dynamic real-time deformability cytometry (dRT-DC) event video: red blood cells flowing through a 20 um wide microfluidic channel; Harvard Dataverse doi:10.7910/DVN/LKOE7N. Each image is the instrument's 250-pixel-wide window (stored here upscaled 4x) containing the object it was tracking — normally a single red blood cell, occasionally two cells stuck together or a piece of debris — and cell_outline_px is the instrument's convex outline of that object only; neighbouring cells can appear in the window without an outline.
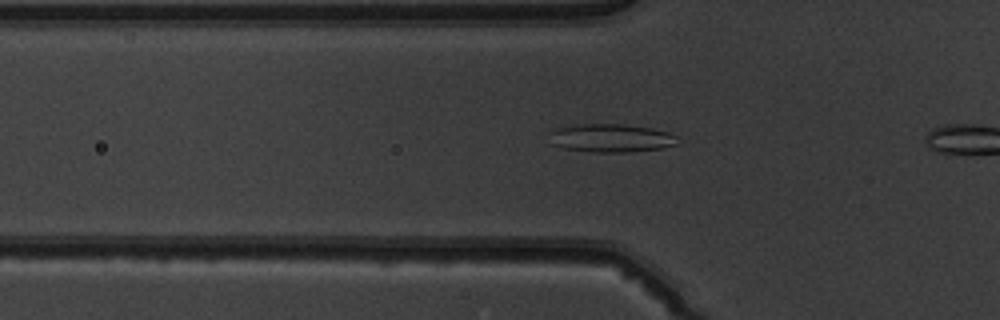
{"species": "common noctule bat (a hibernating species)", "species_latin": "Nyctalus noctula", "temperature_condition": "warm", "stored_images_in_passage": 5, "camera_frame_rate_fps": 3000, "um_per_image_px": 0.085, "animal": {"sex": "male", "body_mass_g": 19.5, "forearm_length_mm": 54.6}, "frame": {"image": 1, "passage_image": 3, "time_ms": 0.667, "image_size_px": [1000, 320], "cell_outline_px": [[680, 144], [660, 148], [628, 152], [588, 152], [564, 148], [552, 144], [548, 132], [556, 128], [576, 124], [624, 124], [652, 128], [668, 132], [680, 136]], "centroid_in_image_um": [51.97, 11.73], "position_along_channel_um": 73.8, "area_um2": 21.5}}